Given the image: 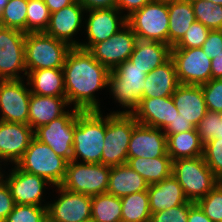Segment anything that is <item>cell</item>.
I'll list each match as a JSON object with an SVG mask.
<instances>
[{
	"instance_id": "1",
	"label": "cell",
	"mask_w": 222,
	"mask_h": 222,
	"mask_svg": "<svg viewBox=\"0 0 222 222\" xmlns=\"http://www.w3.org/2000/svg\"><path fill=\"white\" fill-rule=\"evenodd\" d=\"M62 69L69 105L79 111H101L95 92L108 88L110 70L80 47L70 49Z\"/></svg>"
},
{
	"instance_id": "2",
	"label": "cell",
	"mask_w": 222,
	"mask_h": 222,
	"mask_svg": "<svg viewBox=\"0 0 222 222\" xmlns=\"http://www.w3.org/2000/svg\"><path fill=\"white\" fill-rule=\"evenodd\" d=\"M104 137L105 115L101 111H79L74 128L73 160L101 163Z\"/></svg>"
},
{
	"instance_id": "3",
	"label": "cell",
	"mask_w": 222,
	"mask_h": 222,
	"mask_svg": "<svg viewBox=\"0 0 222 222\" xmlns=\"http://www.w3.org/2000/svg\"><path fill=\"white\" fill-rule=\"evenodd\" d=\"M146 76L147 74L130 60L110 71L107 89L114 97V102L125 108L123 111L117 110L112 113L132 114L142 99Z\"/></svg>"
},
{
	"instance_id": "4",
	"label": "cell",
	"mask_w": 222,
	"mask_h": 222,
	"mask_svg": "<svg viewBox=\"0 0 222 222\" xmlns=\"http://www.w3.org/2000/svg\"><path fill=\"white\" fill-rule=\"evenodd\" d=\"M72 47L45 32L26 33L25 66L27 74L32 70L62 68Z\"/></svg>"
},
{
	"instance_id": "5",
	"label": "cell",
	"mask_w": 222,
	"mask_h": 222,
	"mask_svg": "<svg viewBox=\"0 0 222 222\" xmlns=\"http://www.w3.org/2000/svg\"><path fill=\"white\" fill-rule=\"evenodd\" d=\"M172 175L182 186L185 197L195 203L219 183L203 156L173 160Z\"/></svg>"
},
{
	"instance_id": "6",
	"label": "cell",
	"mask_w": 222,
	"mask_h": 222,
	"mask_svg": "<svg viewBox=\"0 0 222 222\" xmlns=\"http://www.w3.org/2000/svg\"><path fill=\"white\" fill-rule=\"evenodd\" d=\"M67 163L47 144L34 137L16 165L21 170L45 178L54 187L63 183Z\"/></svg>"
},
{
	"instance_id": "7",
	"label": "cell",
	"mask_w": 222,
	"mask_h": 222,
	"mask_svg": "<svg viewBox=\"0 0 222 222\" xmlns=\"http://www.w3.org/2000/svg\"><path fill=\"white\" fill-rule=\"evenodd\" d=\"M134 129V116L125 113L105 115L104 149L101 163L113 167L127 163L128 144Z\"/></svg>"
},
{
	"instance_id": "8",
	"label": "cell",
	"mask_w": 222,
	"mask_h": 222,
	"mask_svg": "<svg viewBox=\"0 0 222 222\" xmlns=\"http://www.w3.org/2000/svg\"><path fill=\"white\" fill-rule=\"evenodd\" d=\"M127 24L138 39L168 45V2L151 1L127 17Z\"/></svg>"
},
{
	"instance_id": "9",
	"label": "cell",
	"mask_w": 222,
	"mask_h": 222,
	"mask_svg": "<svg viewBox=\"0 0 222 222\" xmlns=\"http://www.w3.org/2000/svg\"><path fill=\"white\" fill-rule=\"evenodd\" d=\"M111 167L102 163L70 161L61 186L67 190L88 196L107 193Z\"/></svg>"
},
{
	"instance_id": "10",
	"label": "cell",
	"mask_w": 222,
	"mask_h": 222,
	"mask_svg": "<svg viewBox=\"0 0 222 222\" xmlns=\"http://www.w3.org/2000/svg\"><path fill=\"white\" fill-rule=\"evenodd\" d=\"M79 110L72 109L34 131V137L47 144L58 156L67 162L73 160L74 128Z\"/></svg>"
},
{
	"instance_id": "11",
	"label": "cell",
	"mask_w": 222,
	"mask_h": 222,
	"mask_svg": "<svg viewBox=\"0 0 222 222\" xmlns=\"http://www.w3.org/2000/svg\"><path fill=\"white\" fill-rule=\"evenodd\" d=\"M25 39V32L0 26V80H20L27 76Z\"/></svg>"
},
{
	"instance_id": "12",
	"label": "cell",
	"mask_w": 222,
	"mask_h": 222,
	"mask_svg": "<svg viewBox=\"0 0 222 222\" xmlns=\"http://www.w3.org/2000/svg\"><path fill=\"white\" fill-rule=\"evenodd\" d=\"M179 84L203 85L212 79L211 58L201 47L171 48Z\"/></svg>"
},
{
	"instance_id": "13",
	"label": "cell",
	"mask_w": 222,
	"mask_h": 222,
	"mask_svg": "<svg viewBox=\"0 0 222 222\" xmlns=\"http://www.w3.org/2000/svg\"><path fill=\"white\" fill-rule=\"evenodd\" d=\"M57 199L48 202V222H82L91 219L92 197L54 186Z\"/></svg>"
},
{
	"instance_id": "14",
	"label": "cell",
	"mask_w": 222,
	"mask_h": 222,
	"mask_svg": "<svg viewBox=\"0 0 222 222\" xmlns=\"http://www.w3.org/2000/svg\"><path fill=\"white\" fill-rule=\"evenodd\" d=\"M24 81L0 80V121L28 124L31 91Z\"/></svg>"
},
{
	"instance_id": "15",
	"label": "cell",
	"mask_w": 222,
	"mask_h": 222,
	"mask_svg": "<svg viewBox=\"0 0 222 222\" xmlns=\"http://www.w3.org/2000/svg\"><path fill=\"white\" fill-rule=\"evenodd\" d=\"M85 13L87 42H80L82 49L89 50L96 43L109 39L127 24V17L116 7L87 10Z\"/></svg>"
},
{
	"instance_id": "16",
	"label": "cell",
	"mask_w": 222,
	"mask_h": 222,
	"mask_svg": "<svg viewBox=\"0 0 222 222\" xmlns=\"http://www.w3.org/2000/svg\"><path fill=\"white\" fill-rule=\"evenodd\" d=\"M136 34L126 24L112 37L96 43L88 51L110 71L130 58L137 41Z\"/></svg>"
},
{
	"instance_id": "17",
	"label": "cell",
	"mask_w": 222,
	"mask_h": 222,
	"mask_svg": "<svg viewBox=\"0 0 222 222\" xmlns=\"http://www.w3.org/2000/svg\"><path fill=\"white\" fill-rule=\"evenodd\" d=\"M13 166L7 176L3 173L2 178L8 185L15 204L47 207L48 203L42 204L43 193L48 185L50 188L53 186L45 178L21 170L16 164Z\"/></svg>"
},
{
	"instance_id": "18",
	"label": "cell",
	"mask_w": 222,
	"mask_h": 222,
	"mask_svg": "<svg viewBox=\"0 0 222 222\" xmlns=\"http://www.w3.org/2000/svg\"><path fill=\"white\" fill-rule=\"evenodd\" d=\"M167 154V136L164 130L140 124L134 117V129L128 144V158H146Z\"/></svg>"
},
{
	"instance_id": "19",
	"label": "cell",
	"mask_w": 222,
	"mask_h": 222,
	"mask_svg": "<svg viewBox=\"0 0 222 222\" xmlns=\"http://www.w3.org/2000/svg\"><path fill=\"white\" fill-rule=\"evenodd\" d=\"M85 12L86 9L75 1L73 4L51 13L45 33L68 43L71 47H79L80 42L73 37L84 26Z\"/></svg>"
},
{
	"instance_id": "20",
	"label": "cell",
	"mask_w": 222,
	"mask_h": 222,
	"mask_svg": "<svg viewBox=\"0 0 222 222\" xmlns=\"http://www.w3.org/2000/svg\"><path fill=\"white\" fill-rule=\"evenodd\" d=\"M34 138L29 124L0 121V161L16 164Z\"/></svg>"
},
{
	"instance_id": "21",
	"label": "cell",
	"mask_w": 222,
	"mask_h": 222,
	"mask_svg": "<svg viewBox=\"0 0 222 222\" xmlns=\"http://www.w3.org/2000/svg\"><path fill=\"white\" fill-rule=\"evenodd\" d=\"M178 113L172 96L142 98L138 107L132 112L135 120L147 126L165 130L174 121Z\"/></svg>"
},
{
	"instance_id": "22",
	"label": "cell",
	"mask_w": 222,
	"mask_h": 222,
	"mask_svg": "<svg viewBox=\"0 0 222 222\" xmlns=\"http://www.w3.org/2000/svg\"><path fill=\"white\" fill-rule=\"evenodd\" d=\"M172 99L181 117L195 127L208 111L202 88L199 85L179 84L172 94Z\"/></svg>"
},
{
	"instance_id": "23",
	"label": "cell",
	"mask_w": 222,
	"mask_h": 222,
	"mask_svg": "<svg viewBox=\"0 0 222 222\" xmlns=\"http://www.w3.org/2000/svg\"><path fill=\"white\" fill-rule=\"evenodd\" d=\"M68 105L66 96H41L31 93L28 124L35 131L38 127L63 116Z\"/></svg>"
},
{
	"instance_id": "24",
	"label": "cell",
	"mask_w": 222,
	"mask_h": 222,
	"mask_svg": "<svg viewBox=\"0 0 222 222\" xmlns=\"http://www.w3.org/2000/svg\"><path fill=\"white\" fill-rule=\"evenodd\" d=\"M147 191L151 214L183 205L189 201L184 195L182 186L173 175L149 185Z\"/></svg>"
},
{
	"instance_id": "25",
	"label": "cell",
	"mask_w": 222,
	"mask_h": 222,
	"mask_svg": "<svg viewBox=\"0 0 222 222\" xmlns=\"http://www.w3.org/2000/svg\"><path fill=\"white\" fill-rule=\"evenodd\" d=\"M144 83L142 98L172 96L179 85L173 60L170 58L161 66L150 71Z\"/></svg>"
},
{
	"instance_id": "26",
	"label": "cell",
	"mask_w": 222,
	"mask_h": 222,
	"mask_svg": "<svg viewBox=\"0 0 222 222\" xmlns=\"http://www.w3.org/2000/svg\"><path fill=\"white\" fill-rule=\"evenodd\" d=\"M171 48L162 42L137 39L128 60L148 74L171 58Z\"/></svg>"
},
{
	"instance_id": "27",
	"label": "cell",
	"mask_w": 222,
	"mask_h": 222,
	"mask_svg": "<svg viewBox=\"0 0 222 222\" xmlns=\"http://www.w3.org/2000/svg\"><path fill=\"white\" fill-rule=\"evenodd\" d=\"M149 184L127 164L111 167L107 193L123 197L136 192L147 191Z\"/></svg>"
},
{
	"instance_id": "28",
	"label": "cell",
	"mask_w": 222,
	"mask_h": 222,
	"mask_svg": "<svg viewBox=\"0 0 222 222\" xmlns=\"http://www.w3.org/2000/svg\"><path fill=\"white\" fill-rule=\"evenodd\" d=\"M31 93L41 96H66L62 68L32 70L27 74Z\"/></svg>"
},
{
	"instance_id": "29",
	"label": "cell",
	"mask_w": 222,
	"mask_h": 222,
	"mask_svg": "<svg viewBox=\"0 0 222 222\" xmlns=\"http://www.w3.org/2000/svg\"><path fill=\"white\" fill-rule=\"evenodd\" d=\"M169 30L168 45L174 46L196 21L190 0H174L168 2Z\"/></svg>"
},
{
	"instance_id": "30",
	"label": "cell",
	"mask_w": 222,
	"mask_h": 222,
	"mask_svg": "<svg viewBox=\"0 0 222 222\" xmlns=\"http://www.w3.org/2000/svg\"><path fill=\"white\" fill-rule=\"evenodd\" d=\"M126 164L141 175L149 185L158 183L172 175L173 160L168 153L152 159L127 158Z\"/></svg>"
},
{
	"instance_id": "31",
	"label": "cell",
	"mask_w": 222,
	"mask_h": 222,
	"mask_svg": "<svg viewBox=\"0 0 222 222\" xmlns=\"http://www.w3.org/2000/svg\"><path fill=\"white\" fill-rule=\"evenodd\" d=\"M203 146L197 129L167 136V153L172 160L203 156Z\"/></svg>"
},
{
	"instance_id": "32",
	"label": "cell",
	"mask_w": 222,
	"mask_h": 222,
	"mask_svg": "<svg viewBox=\"0 0 222 222\" xmlns=\"http://www.w3.org/2000/svg\"><path fill=\"white\" fill-rule=\"evenodd\" d=\"M91 219L93 222H122L120 197L109 193L92 196Z\"/></svg>"
},
{
	"instance_id": "33",
	"label": "cell",
	"mask_w": 222,
	"mask_h": 222,
	"mask_svg": "<svg viewBox=\"0 0 222 222\" xmlns=\"http://www.w3.org/2000/svg\"><path fill=\"white\" fill-rule=\"evenodd\" d=\"M122 222H150L148 191L136 192L120 198Z\"/></svg>"
},
{
	"instance_id": "34",
	"label": "cell",
	"mask_w": 222,
	"mask_h": 222,
	"mask_svg": "<svg viewBox=\"0 0 222 222\" xmlns=\"http://www.w3.org/2000/svg\"><path fill=\"white\" fill-rule=\"evenodd\" d=\"M28 0H9L0 14V26L26 33Z\"/></svg>"
},
{
	"instance_id": "35",
	"label": "cell",
	"mask_w": 222,
	"mask_h": 222,
	"mask_svg": "<svg viewBox=\"0 0 222 222\" xmlns=\"http://www.w3.org/2000/svg\"><path fill=\"white\" fill-rule=\"evenodd\" d=\"M196 21L209 30H222V5L212 1L190 0Z\"/></svg>"
},
{
	"instance_id": "36",
	"label": "cell",
	"mask_w": 222,
	"mask_h": 222,
	"mask_svg": "<svg viewBox=\"0 0 222 222\" xmlns=\"http://www.w3.org/2000/svg\"><path fill=\"white\" fill-rule=\"evenodd\" d=\"M26 33L45 32L50 21V12L44 1L28 0Z\"/></svg>"
},
{
	"instance_id": "37",
	"label": "cell",
	"mask_w": 222,
	"mask_h": 222,
	"mask_svg": "<svg viewBox=\"0 0 222 222\" xmlns=\"http://www.w3.org/2000/svg\"><path fill=\"white\" fill-rule=\"evenodd\" d=\"M4 222H48L47 207L15 204Z\"/></svg>"
},
{
	"instance_id": "38",
	"label": "cell",
	"mask_w": 222,
	"mask_h": 222,
	"mask_svg": "<svg viewBox=\"0 0 222 222\" xmlns=\"http://www.w3.org/2000/svg\"><path fill=\"white\" fill-rule=\"evenodd\" d=\"M212 222L222 221V184L219 182L205 197L196 202Z\"/></svg>"
},
{
	"instance_id": "39",
	"label": "cell",
	"mask_w": 222,
	"mask_h": 222,
	"mask_svg": "<svg viewBox=\"0 0 222 222\" xmlns=\"http://www.w3.org/2000/svg\"><path fill=\"white\" fill-rule=\"evenodd\" d=\"M203 158L214 175L219 180L222 179V140L220 138L211 139L204 144Z\"/></svg>"
},
{
	"instance_id": "40",
	"label": "cell",
	"mask_w": 222,
	"mask_h": 222,
	"mask_svg": "<svg viewBox=\"0 0 222 222\" xmlns=\"http://www.w3.org/2000/svg\"><path fill=\"white\" fill-rule=\"evenodd\" d=\"M210 30L198 21L191 24L184 36L172 48H199L206 41Z\"/></svg>"
},
{
	"instance_id": "41",
	"label": "cell",
	"mask_w": 222,
	"mask_h": 222,
	"mask_svg": "<svg viewBox=\"0 0 222 222\" xmlns=\"http://www.w3.org/2000/svg\"><path fill=\"white\" fill-rule=\"evenodd\" d=\"M208 111L222 112V78L201 85Z\"/></svg>"
},
{
	"instance_id": "42",
	"label": "cell",
	"mask_w": 222,
	"mask_h": 222,
	"mask_svg": "<svg viewBox=\"0 0 222 222\" xmlns=\"http://www.w3.org/2000/svg\"><path fill=\"white\" fill-rule=\"evenodd\" d=\"M195 202L188 201L187 203L175 206L170 209H165L161 212L151 214L150 222H187L189 208Z\"/></svg>"
},
{
	"instance_id": "43",
	"label": "cell",
	"mask_w": 222,
	"mask_h": 222,
	"mask_svg": "<svg viewBox=\"0 0 222 222\" xmlns=\"http://www.w3.org/2000/svg\"><path fill=\"white\" fill-rule=\"evenodd\" d=\"M220 121L219 113L207 111L204 117L200 120L196 129L199 138L203 144L217 136L218 122Z\"/></svg>"
},
{
	"instance_id": "44",
	"label": "cell",
	"mask_w": 222,
	"mask_h": 222,
	"mask_svg": "<svg viewBox=\"0 0 222 222\" xmlns=\"http://www.w3.org/2000/svg\"><path fill=\"white\" fill-rule=\"evenodd\" d=\"M15 206L14 198L4 179H0V222H4Z\"/></svg>"
},
{
	"instance_id": "45",
	"label": "cell",
	"mask_w": 222,
	"mask_h": 222,
	"mask_svg": "<svg viewBox=\"0 0 222 222\" xmlns=\"http://www.w3.org/2000/svg\"><path fill=\"white\" fill-rule=\"evenodd\" d=\"M209 58H214L222 52V30H210L209 35L201 47Z\"/></svg>"
},
{
	"instance_id": "46",
	"label": "cell",
	"mask_w": 222,
	"mask_h": 222,
	"mask_svg": "<svg viewBox=\"0 0 222 222\" xmlns=\"http://www.w3.org/2000/svg\"><path fill=\"white\" fill-rule=\"evenodd\" d=\"M193 129H196V127L191 122L181 117V114L176 113V117L174 118V121L171 122L166 127V129L164 130V133L166 136H168L170 134H177L180 132L190 131Z\"/></svg>"
},
{
	"instance_id": "47",
	"label": "cell",
	"mask_w": 222,
	"mask_h": 222,
	"mask_svg": "<svg viewBox=\"0 0 222 222\" xmlns=\"http://www.w3.org/2000/svg\"><path fill=\"white\" fill-rule=\"evenodd\" d=\"M151 0H117L116 8L120 10L121 13L126 17L130 16L134 11L141 9L145 4L150 3ZM125 10V11H123Z\"/></svg>"
},
{
	"instance_id": "48",
	"label": "cell",
	"mask_w": 222,
	"mask_h": 222,
	"mask_svg": "<svg viewBox=\"0 0 222 222\" xmlns=\"http://www.w3.org/2000/svg\"><path fill=\"white\" fill-rule=\"evenodd\" d=\"M79 2L85 9H102V8H112L116 7L117 0H76Z\"/></svg>"
},
{
	"instance_id": "49",
	"label": "cell",
	"mask_w": 222,
	"mask_h": 222,
	"mask_svg": "<svg viewBox=\"0 0 222 222\" xmlns=\"http://www.w3.org/2000/svg\"><path fill=\"white\" fill-rule=\"evenodd\" d=\"M187 222H212L199 207L197 203H194L189 208L188 221Z\"/></svg>"
},
{
	"instance_id": "50",
	"label": "cell",
	"mask_w": 222,
	"mask_h": 222,
	"mask_svg": "<svg viewBox=\"0 0 222 222\" xmlns=\"http://www.w3.org/2000/svg\"><path fill=\"white\" fill-rule=\"evenodd\" d=\"M212 79L222 78V52L211 59Z\"/></svg>"
},
{
	"instance_id": "51",
	"label": "cell",
	"mask_w": 222,
	"mask_h": 222,
	"mask_svg": "<svg viewBox=\"0 0 222 222\" xmlns=\"http://www.w3.org/2000/svg\"><path fill=\"white\" fill-rule=\"evenodd\" d=\"M76 0H44V3L49 9L50 13L58 11L70 4H73Z\"/></svg>"
},
{
	"instance_id": "52",
	"label": "cell",
	"mask_w": 222,
	"mask_h": 222,
	"mask_svg": "<svg viewBox=\"0 0 222 222\" xmlns=\"http://www.w3.org/2000/svg\"><path fill=\"white\" fill-rule=\"evenodd\" d=\"M215 138H220L222 140V122H218V128H217V136Z\"/></svg>"
},
{
	"instance_id": "53",
	"label": "cell",
	"mask_w": 222,
	"mask_h": 222,
	"mask_svg": "<svg viewBox=\"0 0 222 222\" xmlns=\"http://www.w3.org/2000/svg\"><path fill=\"white\" fill-rule=\"evenodd\" d=\"M9 0H0V14L2 9L5 7V5L8 3Z\"/></svg>"
},
{
	"instance_id": "54",
	"label": "cell",
	"mask_w": 222,
	"mask_h": 222,
	"mask_svg": "<svg viewBox=\"0 0 222 222\" xmlns=\"http://www.w3.org/2000/svg\"><path fill=\"white\" fill-rule=\"evenodd\" d=\"M204 1H212L215 4L222 5V0H204Z\"/></svg>"
},
{
	"instance_id": "55",
	"label": "cell",
	"mask_w": 222,
	"mask_h": 222,
	"mask_svg": "<svg viewBox=\"0 0 222 222\" xmlns=\"http://www.w3.org/2000/svg\"><path fill=\"white\" fill-rule=\"evenodd\" d=\"M0 163H2V162L0 161ZM0 166H2V164H0ZM2 169H3V168L0 167V179H2L3 173H5ZM1 170H2V171H1Z\"/></svg>"
},
{
	"instance_id": "56",
	"label": "cell",
	"mask_w": 222,
	"mask_h": 222,
	"mask_svg": "<svg viewBox=\"0 0 222 222\" xmlns=\"http://www.w3.org/2000/svg\"><path fill=\"white\" fill-rule=\"evenodd\" d=\"M151 1H158V2H170V1H174V0H151Z\"/></svg>"
},
{
	"instance_id": "57",
	"label": "cell",
	"mask_w": 222,
	"mask_h": 222,
	"mask_svg": "<svg viewBox=\"0 0 222 222\" xmlns=\"http://www.w3.org/2000/svg\"><path fill=\"white\" fill-rule=\"evenodd\" d=\"M82 222H93V220L92 219H88V220L82 221Z\"/></svg>"
},
{
	"instance_id": "58",
	"label": "cell",
	"mask_w": 222,
	"mask_h": 222,
	"mask_svg": "<svg viewBox=\"0 0 222 222\" xmlns=\"http://www.w3.org/2000/svg\"><path fill=\"white\" fill-rule=\"evenodd\" d=\"M219 115H220V121L222 122V112H220Z\"/></svg>"
}]
</instances>
